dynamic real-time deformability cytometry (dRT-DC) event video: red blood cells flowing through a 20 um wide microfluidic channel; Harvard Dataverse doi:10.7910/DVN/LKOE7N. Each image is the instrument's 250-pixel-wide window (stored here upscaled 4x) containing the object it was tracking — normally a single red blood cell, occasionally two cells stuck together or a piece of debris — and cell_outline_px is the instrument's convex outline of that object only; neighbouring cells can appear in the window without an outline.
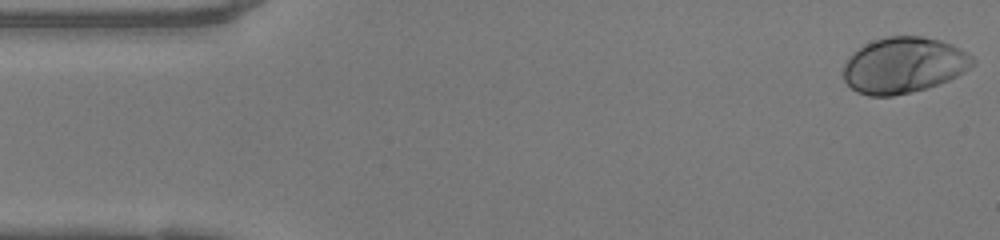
{"species": "human", "species_latin": "Homo sapiens", "temperature_condition": "warm", "stored_images_in_passage": 49, "camera_frame_rate_fps": 3000, "um_per_image_px": 0.085, "donor": {"sex": "female"}, "frame": {"image": 1, "passage_image": 1, "time_ms": 0.0, "image_size_px": [1000, 240], "cell_outline_px": [[976, 64], [964, 72], [948, 80], [924, 88], [892, 96], [868, 96], [856, 92], [844, 80], [844, 64], [852, 52], [864, 44], [888, 36], [924, 36], [940, 40], [952, 44], [960, 48], [972, 56], [976, 60]], "centroid_in_image_um": [76.82, 5.53], "position_along_channel_um": 8.2, "area_um2": 42.08}}
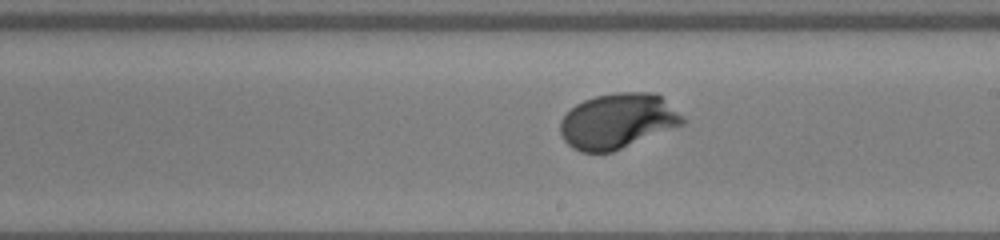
{"frame": {"image": 2, "passage_image": 27, "time_ms": 8.667, "image_size_px": [1000, 240], "cell_outline_px": [[684, 124], [612, 152], [580, 152], [572, 148], [564, 140], [560, 132], [560, 120], [576, 104], [584, 100], [596, 96], [616, 92], [656, 92], [684, 116]], "centroid_in_image_um": [52.5, 10.28], "position_along_channel_um": 236.5, "area_um2": 39.3}}
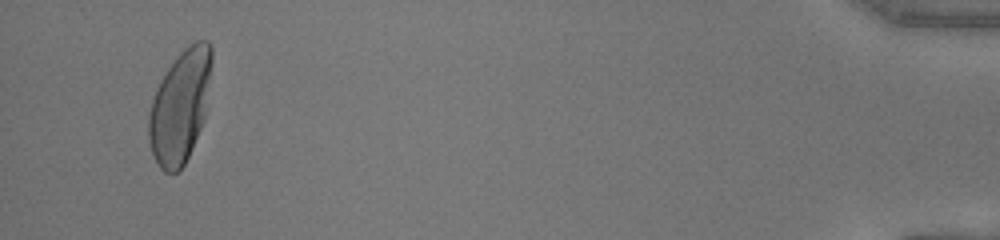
{"frame": {"image": 3, "passage_image": 47, "time_ms": 15.333, "image_size_px": [1000, 240], "cell_outline_px": [[212, 64], [208, 112], [192, 148], [184, 164], [176, 172], [164, 172], [160, 168], [152, 152], [148, 140], [148, 116], [152, 100], [156, 88], [160, 80], [168, 68], [180, 52], [184, 48], [196, 40], [208, 40], [212, 48]], "centroid_in_image_um": [15.34, 9.01], "position_along_channel_um": 419.9, "area_um2": 41.85}, "authors_computed_cell_mechanics": {"area_um2": 39.3618, "velocity_mm_per_s": 4.0651, "shape_relaxation_time_tau1_ms": 2.0945, "shape_relaxation_time_tau2_ms": null, "deformation_change_tau1": 0.1776, "deformation_change_tau2": null}}